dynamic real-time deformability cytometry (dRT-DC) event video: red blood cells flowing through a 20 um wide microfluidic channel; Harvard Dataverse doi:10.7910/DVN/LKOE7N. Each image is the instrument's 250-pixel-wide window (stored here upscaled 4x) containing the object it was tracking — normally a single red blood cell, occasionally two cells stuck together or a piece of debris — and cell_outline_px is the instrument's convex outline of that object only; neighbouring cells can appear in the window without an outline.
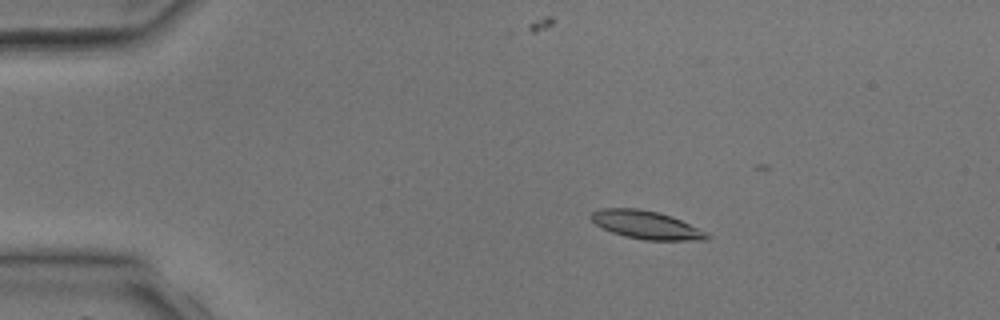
{"species": "common noctule bat (a hibernating species)", "species_latin": "Nyctalus noctula", "temperature_condition": "room temperature", "stored_images_in_passage": 5, "camera_frame_rate_fps": 3000, "um_per_image_px": 0.085, "animal": {"sex": "male", "body_mass_g": 17.9, "forearm_length_mm": 54.2}, "frame": {"image": 1, "passage_image": 3, "time_ms": 2.0, "image_size_px": [1000, 320], "cell_outline_px": [[712, 236], [708, 240], [644, 240], [624, 236], [612, 232], [596, 224], [588, 216], [592, 212], [600, 208], [636, 208], [656, 212], [672, 216]], "centroid_in_image_um": [54.89, 19.11], "position_along_channel_um": 30.1, "area_um2": 18.79}}